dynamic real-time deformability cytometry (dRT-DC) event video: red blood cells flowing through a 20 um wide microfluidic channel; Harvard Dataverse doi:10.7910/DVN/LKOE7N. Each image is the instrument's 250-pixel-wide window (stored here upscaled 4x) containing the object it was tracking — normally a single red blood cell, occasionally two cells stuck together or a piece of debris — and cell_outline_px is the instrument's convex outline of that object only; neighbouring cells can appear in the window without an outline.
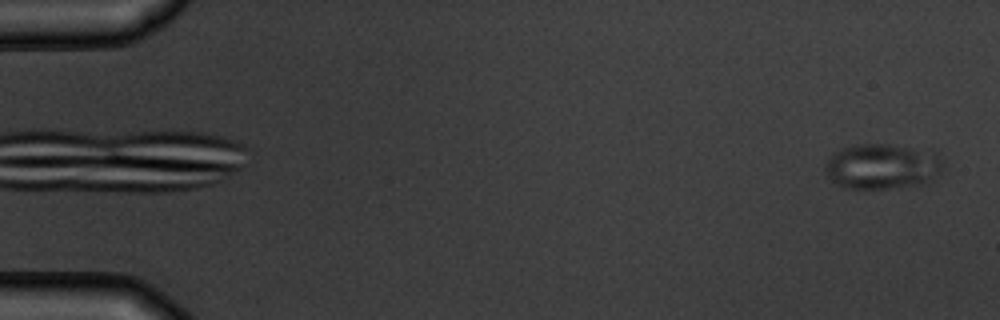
{"species": "common noctule bat (a hibernating species)", "species_latin": "Nyctalus noctula", "temperature_condition": "warm", "stored_images_in_passage": 4, "camera_frame_rate_fps": 3000, "um_per_image_px": 0.085, "animal": {"sex": "male", "body_mass_g": 19.5, "forearm_length_mm": 54.6}, "frame": {"image": 1, "passage_image": 4, "time_ms": 3.333, "image_size_px": [1000, 320], "cell_outline_px": [[944, 168], [936, 176], [924, 184], [892, 188], [844, 188], [836, 184], [824, 172], [824, 164], [836, 152], [844, 148], [856, 144], [888, 144], [936, 152], [944, 164]], "centroid_in_image_um": [75.0, 14.15], "position_along_channel_um": 10.0, "area_um2": 31.15}}